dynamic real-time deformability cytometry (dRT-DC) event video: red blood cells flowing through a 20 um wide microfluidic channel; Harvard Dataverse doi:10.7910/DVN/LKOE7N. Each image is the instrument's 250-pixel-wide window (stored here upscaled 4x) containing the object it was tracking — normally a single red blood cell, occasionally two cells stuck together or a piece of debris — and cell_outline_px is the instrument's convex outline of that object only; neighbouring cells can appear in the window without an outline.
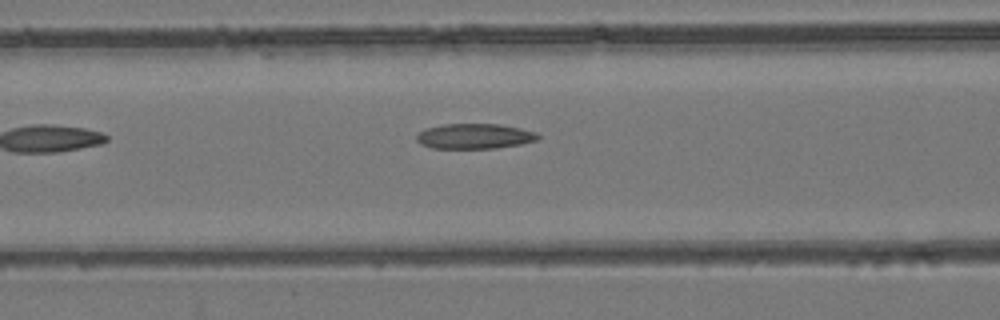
{"species": "common noctule bat (a hibernating species)", "species_latin": "Nyctalus noctula", "temperature_condition": "room temperature", "stored_images_in_passage": 27, "camera_frame_rate_fps": 3000, "um_per_image_px": 0.085, "animal": {"sex": "female", "body_mass_g": 24.6, "forearm_length_mm": 56.2}, "frame": {"image": 1, "passage_image": 5, "time_ms": 1.333, "image_size_px": [1000, 320], "cell_outline_px": [[540, 136], [536, 140], [520, 144], [496, 148], [432, 148], [420, 144], [416, 140], [416, 136], [424, 128], [440, 124], [500, 124], [520, 128], [536, 132]], "centroid_in_image_um": [40.3, 11.57], "position_along_channel_um": 126.3, "area_um2": 17.86}}